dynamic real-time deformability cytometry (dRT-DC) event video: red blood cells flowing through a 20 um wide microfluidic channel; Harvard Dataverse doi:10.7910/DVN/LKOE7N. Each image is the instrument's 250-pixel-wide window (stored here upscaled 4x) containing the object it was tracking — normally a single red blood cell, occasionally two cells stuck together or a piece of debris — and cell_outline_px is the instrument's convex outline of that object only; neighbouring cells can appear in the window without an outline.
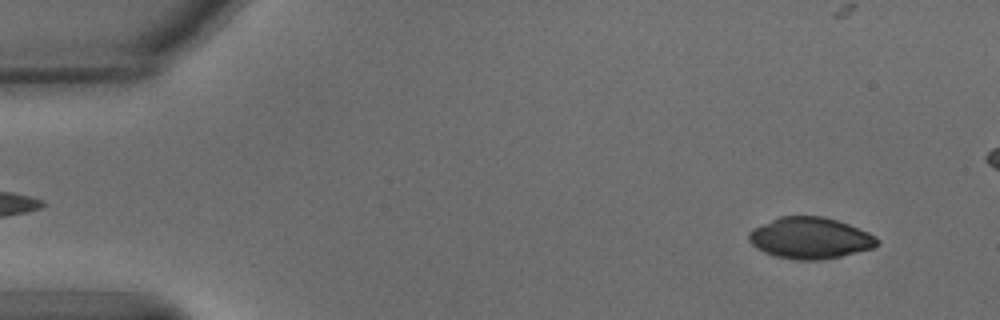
{"species": "common noctule bat (a hibernating species)", "species_latin": "Nyctalus noctula", "temperature_condition": "warm", "stored_images_in_passage": 52, "camera_frame_rate_fps": 3000, "um_per_image_px": 0.085, "animal": {"sex": "male", "body_mass_g": 15.6}, "frame": {"image": 1, "passage_image": 5, "time_ms": 1.333, "image_size_px": [1000, 320], "cell_outline_px": [[880, 244], [872, 248], [840, 256], [816, 260], [796, 260], [776, 256], [764, 252], [756, 248], [748, 240], [748, 232], [752, 228], [780, 216], [824, 216], [848, 224], [868, 232], [876, 236], [880, 240]], "centroid_in_image_um": [68.85, 20.23], "position_along_channel_um": 16.2, "area_um2": 30.92}}
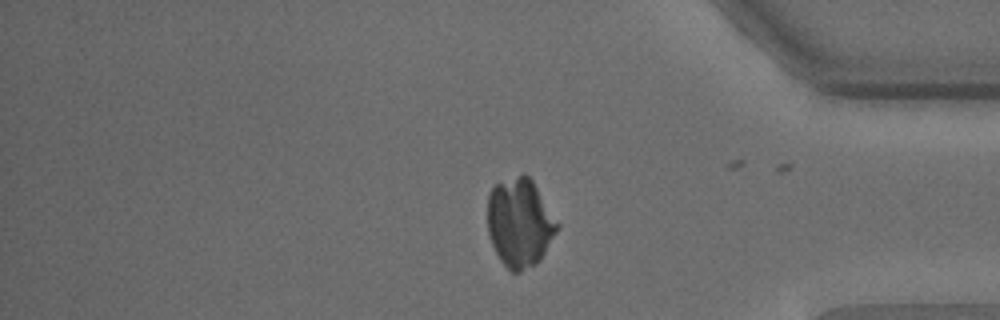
{"frame": {"image": 2, "passage_image": 46, "time_ms": 15.0, "image_size_px": [1000, 320], "cell_outline_px": [[560, 224], [556, 232], [540, 260], [536, 264], [520, 272], [512, 272], [500, 260], [492, 244], [488, 232], [488, 196], [492, 188], [496, 184], [524, 172], [532, 180]], "centroid_in_image_um": [44.18, 18.93], "position_along_channel_um": 391.0, "area_um2": 35.84}}